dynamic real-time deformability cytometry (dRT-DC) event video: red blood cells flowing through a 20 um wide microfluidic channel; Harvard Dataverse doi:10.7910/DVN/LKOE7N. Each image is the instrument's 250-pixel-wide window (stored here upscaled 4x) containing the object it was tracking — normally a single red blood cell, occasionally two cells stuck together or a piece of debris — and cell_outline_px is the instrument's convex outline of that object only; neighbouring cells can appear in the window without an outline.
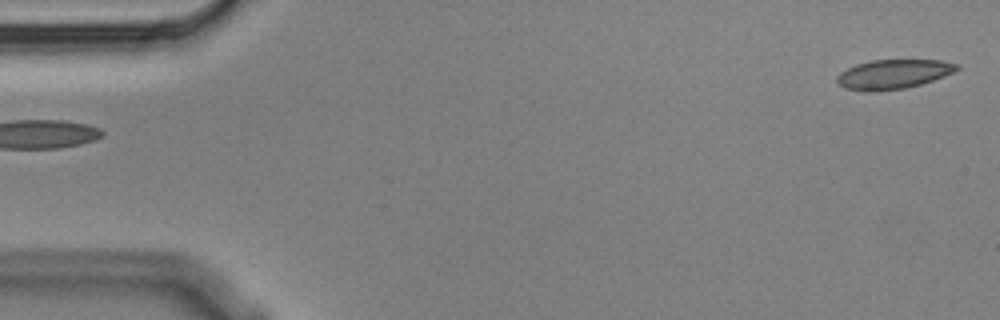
{"species": "Egyptian fruit bat (a non-hibernating species)", "species_latin": "Rousettus aegyptiacus", "temperature_condition": "cold", "stored_images_in_passage": 2, "camera_frame_rate_fps": 3000, "um_per_image_px": 0.085, "animal": {"sex": "male"}, "frame": {"image": 1, "passage_image": 2, "time_ms": 0.333, "image_size_px": [1000, 320], "cell_outline_px": [[960, 68], [944, 76], [920, 84], [904, 88], [876, 92], [868, 92], [844, 88], [836, 80], [836, 76], [840, 72], [856, 64], [872, 60], [940, 60], [960, 64]], "centroid_in_image_um": [75.91, 6.31], "position_along_channel_um": 9.1, "area_um2": 20.52}}